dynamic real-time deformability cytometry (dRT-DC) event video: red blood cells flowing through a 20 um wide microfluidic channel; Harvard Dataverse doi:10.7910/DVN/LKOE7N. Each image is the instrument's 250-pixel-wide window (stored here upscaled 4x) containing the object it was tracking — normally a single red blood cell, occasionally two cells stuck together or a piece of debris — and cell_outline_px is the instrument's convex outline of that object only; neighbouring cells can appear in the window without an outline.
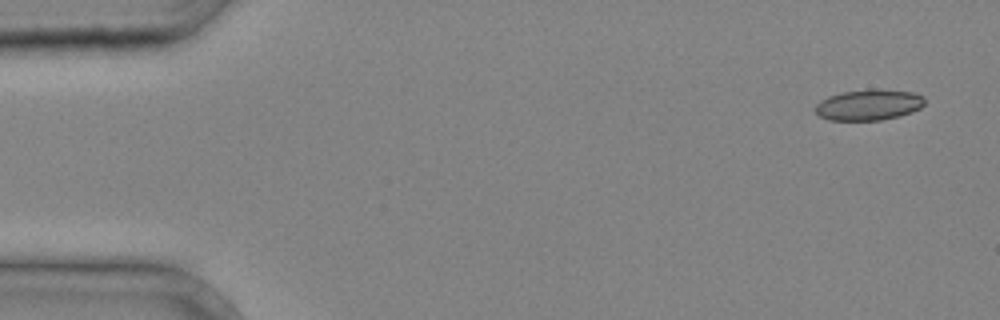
{"species": "common noctule bat (a hibernating species)", "species_latin": "Nyctalus noctula", "temperature_condition": "cold", "stored_images_in_passage": 4, "segment_of_instrument_passage": [2, 2], "camera_frame_rate_fps": 3000, "um_per_image_px": 0.085, "animal": {"sex": "male", "body_mass_g": 20.4}, "frame": {"image": 1, "passage_image": 4, "time_ms": 1.0, "image_size_px": [1000, 320], "cell_outline_px": [[924, 104], [920, 108], [912, 112], [900, 116], [880, 120], [828, 120], [820, 116], [816, 112], [816, 104], [820, 100], [828, 96], [840, 92], [872, 88], [876, 88], [912, 92], [924, 96]], "centroid_in_image_um": [73.85, 8.9], "position_along_channel_um": 11.2, "area_um2": 19.88}}